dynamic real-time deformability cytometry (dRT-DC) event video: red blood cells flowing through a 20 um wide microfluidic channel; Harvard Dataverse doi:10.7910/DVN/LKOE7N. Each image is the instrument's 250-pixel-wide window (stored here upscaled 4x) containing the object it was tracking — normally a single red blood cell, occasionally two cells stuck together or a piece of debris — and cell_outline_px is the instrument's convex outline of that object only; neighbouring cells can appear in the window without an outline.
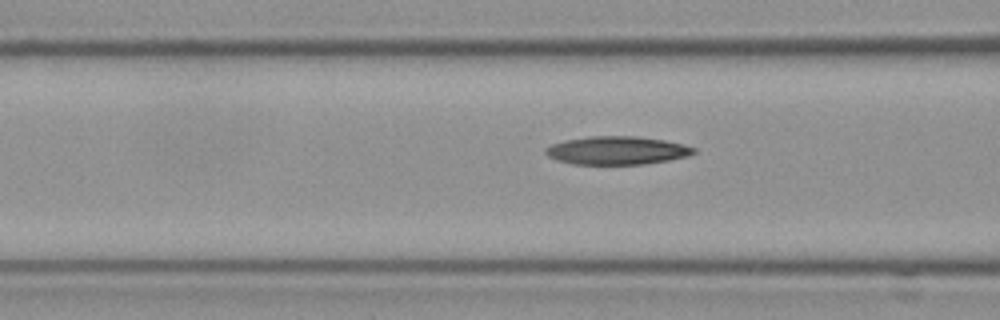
{"species": "Egyptian fruit bat (a non-hibernating species)", "species_latin": "Rousettus aegyptiacus", "temperature_condition": "cold", "stored_images_in_passage": 4, "camera_frame_rate_fps": 3000, "um_per_image_px": 0.085, "frame": {"image": 1, "passage_image": 4, "time_ms": 1.0, "image_size_px": [1000, 320], "cell_outline_px": [[696, 152], [688, 156], [668, 160], [644, 164], [572, 164], [556, 160], [548, 156], [544, 152], [544, 148], [552, 144], [564, 140], [588, 136], [636, 136], [664, 140], [684, 144], [696, 148]], "centroid_in_image_um": [52.42, 12.78], "position_along_channel_um": 114.2, "area_um2": 24.51}}